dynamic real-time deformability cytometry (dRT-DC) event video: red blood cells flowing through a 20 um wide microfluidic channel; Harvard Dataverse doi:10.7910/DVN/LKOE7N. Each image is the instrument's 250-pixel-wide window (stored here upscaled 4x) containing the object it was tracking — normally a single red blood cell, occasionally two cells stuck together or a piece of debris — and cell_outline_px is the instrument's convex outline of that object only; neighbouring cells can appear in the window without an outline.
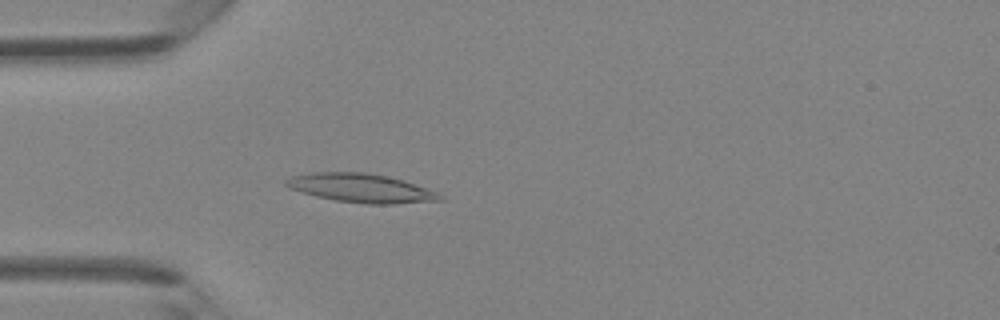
{"species": "Egyptian fruit bat (a non-hibernating species)", "species_latin": "Rousettus aegyptiacus", "temperature_condition": "room temperature", "stored_images_in_passage": 41, "camera_frame_rate_fps": 3000, "um_per_image_px": 0.085, "animal": {"sex": "female"}, "frame": {"image": 1, "passage_image": 11, "time_ms": 3.333, "image_size_px": [1000, 320], "cell_outline_px": [[444, 200], [392, 204], [368, 204], [336, 200], [316, 196], [288, 188], [284, 184], [284, 180], [292, 176], [312, 172], [364, 172], [404, 180], [440, 192], [444, 196]], "centroid_in_image_um": [30.72, 15.99], "position_along_channel_um": 54.3, "area_um2": 25.89}}
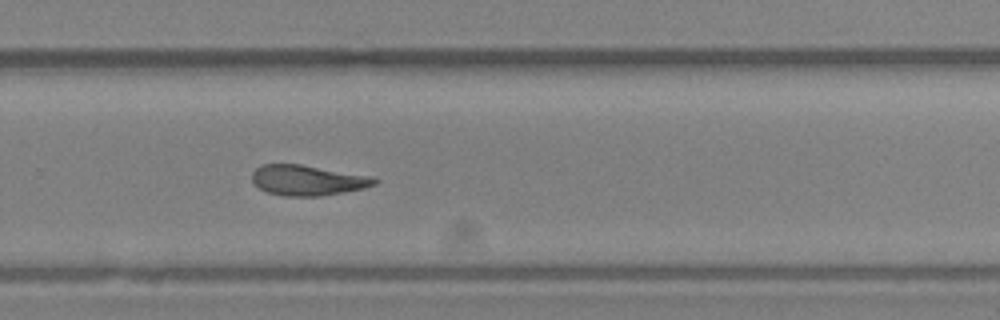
{"frame": {"image": 2, "passage_image": 27, "time_ms": 8.667, "image_size_px": [1000, 320], "cell_outline_px": [[380, 180], [376, 184], [364, 188], [320, 196], [284, 196], [268, 192], [260, 188], [252, 180], [252, 172], [260, 164], [300, 164], [372, 176]], "centroid_in_image_um": [26.16, 15.31], "position_along_channel_um": 303.6, "area_um2": 21.62}}
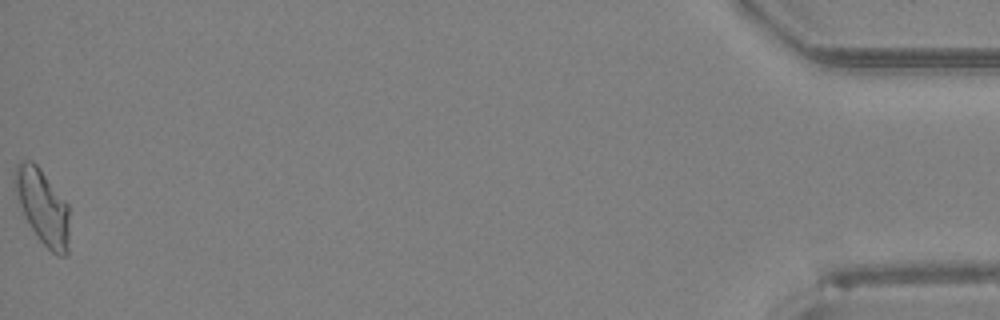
{"frame": {"image": 3, "passage_image": 41, "time_ms": 13.333, "image_size_px": [1000, 320], "cell_outline_px": [[68, 252], [64, 256], [60, 256], [52, 252], [36, 236], [24, 216], [12, 180], [12, 172], [16, 164], [24, 160], [32, 160], [40, 168], [68, 204]], "centroid_in_image_um": [3.59, 17.53], "position_along_channel_um": 431.6, "area_um2": 23.81}}